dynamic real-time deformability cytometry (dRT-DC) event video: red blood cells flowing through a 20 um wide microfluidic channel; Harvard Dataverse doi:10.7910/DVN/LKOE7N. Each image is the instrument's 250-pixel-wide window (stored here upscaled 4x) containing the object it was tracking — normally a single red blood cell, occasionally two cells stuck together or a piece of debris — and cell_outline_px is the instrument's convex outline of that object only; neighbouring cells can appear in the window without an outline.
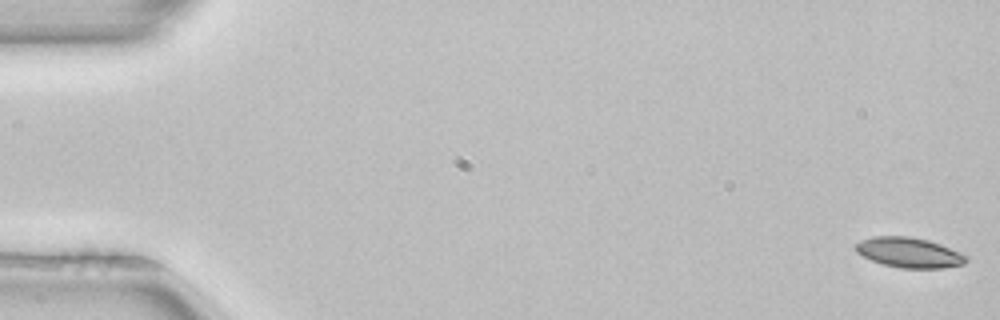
{"species": "common noctule bat (a hibernating species)", "species_latin": "Nyctalus noctula", "temperature_condition": "room temperature", "stored_images_in_passage": 52, "camera_frame_rate_fps": 3000, "um_per_image_px": 0.085, "animal": {"sex": "female", "body_mass_g": 22.7, "forearm_length_mm": 54.2}, "frame": {"image": 1, "passage_image": 1, "time_ms": 0.0, "image_size_px": [1000, 320], "cell_outline_px": [[968, 260], [964, 264], [944, 268], [900, 268], [884, 264], [872, 260], [856, 252], [856, 244], [860, 240], [872, 236], [908, 236], [928, 240], [940, 244], [968, 256]], "centroid_in_image_um": [77.29, 21.46], "position_along_channel_um": 7.7, "area_um2": 19.31}}
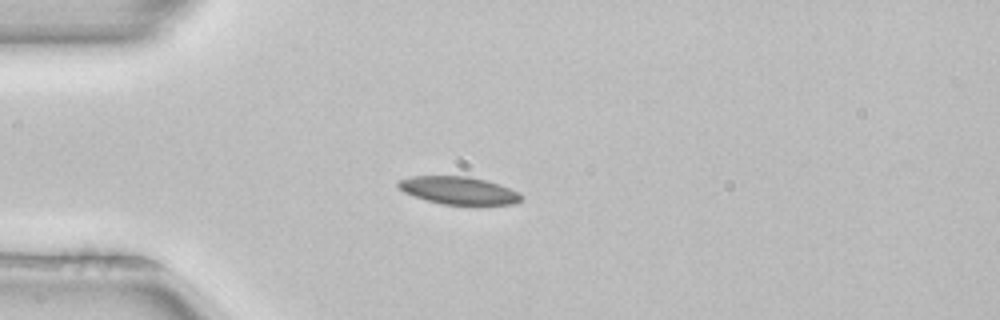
{"frame": {"image": 2, "passage_image": 14, "time_ms": 4.333, "image_size_px": [1000, 320], "cell_outline_px": [[520, 200], [512, 204], [480, 208], [476, 208], [444, 204], [428, 200], [404, 192], [396, 184], [396, 180], [412, 176], [468, 176], [488, 180], [520, 192]], "centroid_in_image_um": [39.04, 16.23], "position_along_channel_um": 46.0, "area_um2": 20.63}}
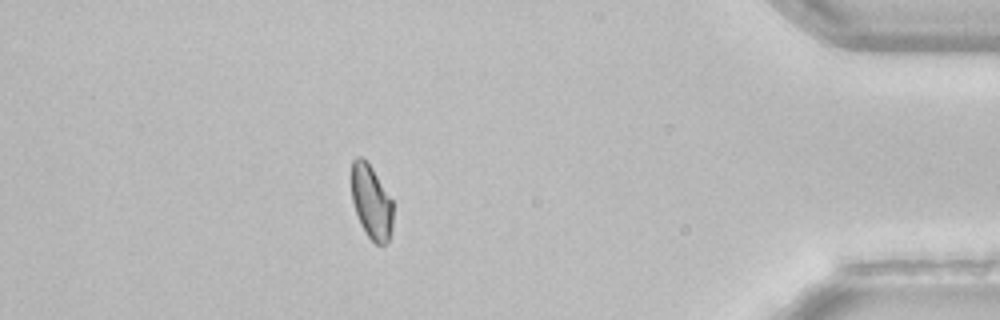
{"frame": {"image": 3, "passage_image": 46, "time_ms": 15.0, "image_size_px": [1000, 320], "cell_outline_px": [[392, 228], [388, 240], [384, 244], [376, 244], [368, 236], [360, 224], [352, 200], [352, 160], [356, 156], [360, 156], [372, 168], [392, 200]], "centroid_in_image_um": [31.56, 17.17], "position_along_channel_um": 403.6, "area_um2": 17.57}}